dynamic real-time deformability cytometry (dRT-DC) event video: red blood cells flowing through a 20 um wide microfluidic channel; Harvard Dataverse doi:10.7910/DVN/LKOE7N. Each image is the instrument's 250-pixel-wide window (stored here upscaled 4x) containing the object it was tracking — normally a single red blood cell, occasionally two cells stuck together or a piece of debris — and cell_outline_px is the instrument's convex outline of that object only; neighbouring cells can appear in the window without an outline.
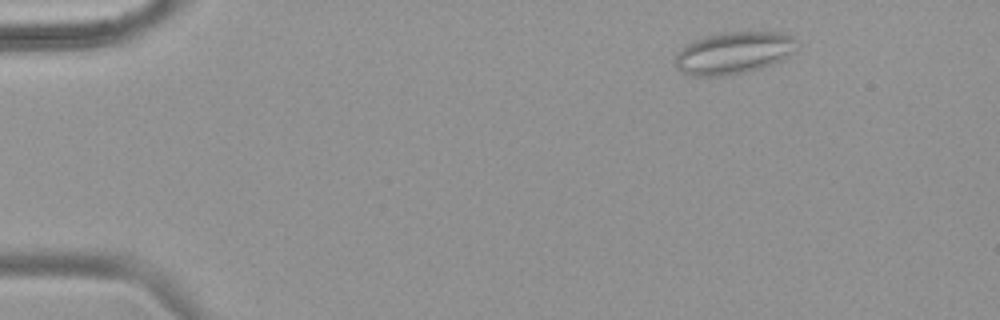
{"species": "common noctule bat (a hibernating species)", "species_latin": "Nyctalus noctula", "temperature_condition": "warm", "stored_images_in_passage": 52, "camera_frame_rate_fps": 3000, "um_per_image_px": 0.085, "animal": {"sex": "female", "body_mass_g": 18.4}, "frame": {"image": 1, "passage_image": 5, "time_ms": 1.333, "image_size_px": [1000, 320], "cell_outline_px": [[796, 48], [784, 60], [764, 68], [724, 76], [692, 76], [680, 72], [676, 68], [672, 60], [676, 52], [684, 44], [720, 32], [784, 32], [792, 36], [796, 40]], "centroid_in_image_um": [62.32, 4.51], "position_along_channel_um": 22.7, "area_um2": 30.46}}
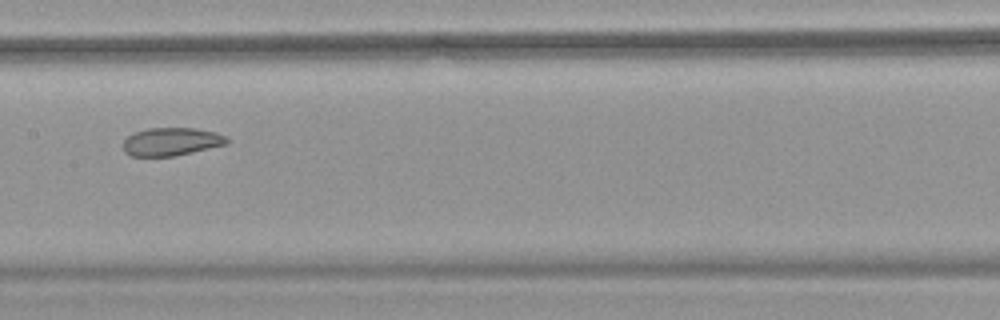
{"frame": {"image": 2, "passage_image": 26, "time_ms": 8.333, "image_size_px": [1000, 320], "cell_outline_px": [[228, 144], [192, 152], [172, 156], [132, 156], [124, 152], [124, 140], [128, 136], [136, 132], [148, 128], [196, 128], [216, 132], [228, 136]], "centroid_in_image_um": [14.6, 12.03], "position_along_channel_um": 192.8, "area_um2": 16.94}}
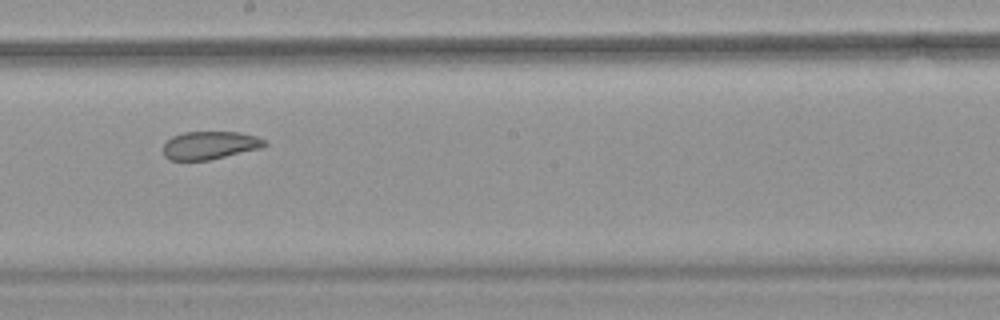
{"frame": {"image": 3, "passage_image": 29, "time_ms": 9.333, "image_size_px": [1000, 320], "cell_outline_px": [[268, 144], [264, 148], [208, 160], [168, 160], [164, 156], [164, 144], [172, 136], [184, 132], [240, 132], [256, 136], [264, 140]], "centroid_in_image_um": [17.86, 12.35], "position_along_channel_um": 230.3, "area_um2": 16.65}, "authors_computed_cell_mechanics": {"area_um2": 22.2241, "velocity_mm_per_s": 3.7747, "shape_relaxation_time_tau1_ms": null, "shape_relaxation_time_tau2_ms": 2.0939, "deformation_change_tau1": null, "deformation_change_tau2": 0.075}}